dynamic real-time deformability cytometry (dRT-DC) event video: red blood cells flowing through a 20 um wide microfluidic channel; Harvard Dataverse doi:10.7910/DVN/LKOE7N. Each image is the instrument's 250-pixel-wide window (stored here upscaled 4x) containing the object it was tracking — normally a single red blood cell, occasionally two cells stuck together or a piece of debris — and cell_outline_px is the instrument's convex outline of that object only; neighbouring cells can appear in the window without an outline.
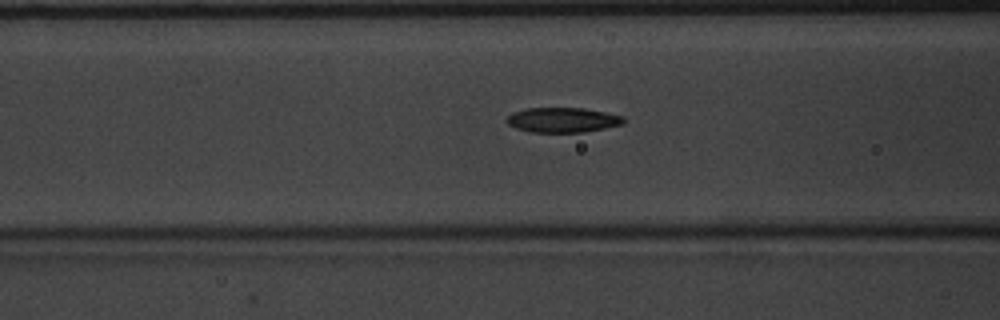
{"species": "common noctule bat (a hibernating species)", "species_latin": "Nyctalus noctula", "temperature_condition": "warm", "stored_images_in_passage": 44, "camera_frame_rate_fps": 3000, "um_per_image_px": 0.085, "animal": {"sex": "male", "body_mass_g": 20.1, "forearm_length_mm": 53.5}, "frame": {"image": 1, "passage_image": 15, "time_ms": 4.667, "image_size_px": [1000, 320], "cell_outline_px": [[624, 124], [584, 132], [528, 132], [516, 128], [508, 124], [504, 120], [512, 112], [524, 108], [584, 108], [624, 116]], "centroid_in_image_um": [47.79, 10.19], "position_along_channel_um": 118.8, "area_um2": 17.05}}
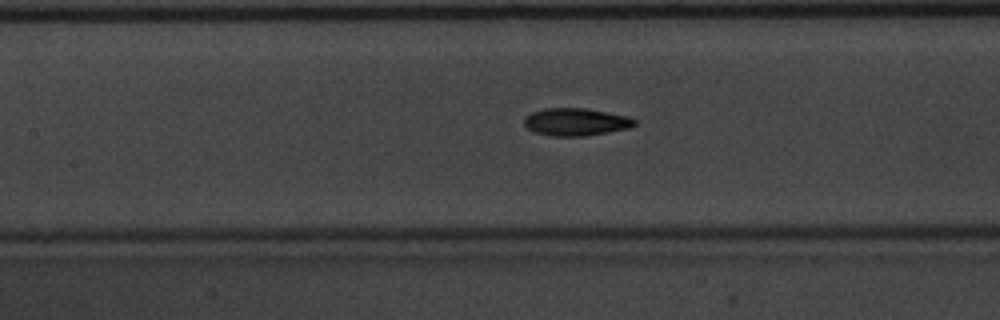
{"frame": {"image": 2, "passage_image": 18, "time_ms": 5.667, "image_size_px": [1000, 320], "cell_outline_px": [[636, 124], [632, 128], [584, 136], [552, 136], [532, 132], [524, 124], [524, 116], [532, 112], [544, 108], [584, 108], [628, 116], [636, 120]], "centroid_in_image_um": [48.94, 10.37], "position_along_channel_um": 158.5, "area_um2": 17.86}}
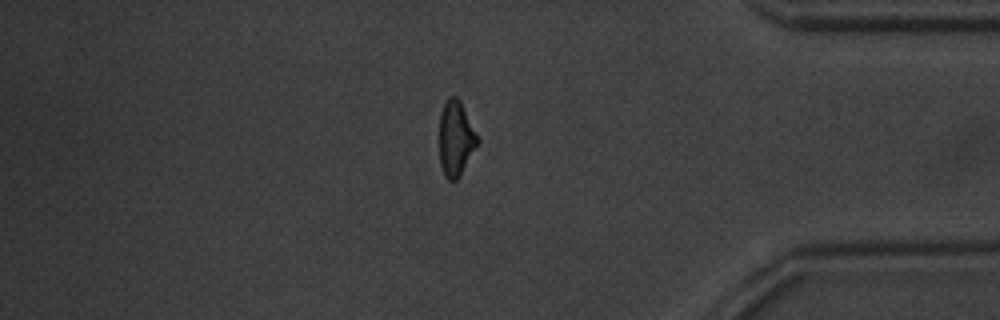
{"frame": {"image": 3, "passage_image": 38, "time_ms": 12.333, "image_size_px": [1000, 320], "cell_outline_px": [[480, 140], [460, 176], [456, 180], [448, 180], [444, 176], [440, 164], [440, 112], [448, 96], [456, 96], [460, 100]], "centroid_in_image_um": [38.74, 11.77], "position_along_channel_um": 396.5, "area_um2": 16.7}, "authors_computed_cell_mechanics": {"area_um2": 17.0221, "velocity_mm_per_s": 3.9347, "shape_relaxation_time_tau1_ms": 3.1182, "shape_relaxation_time_tau2_ms": 2.7198, "deformation_change_tau1": 0.1576, "deformation_change_tau2": 0.0885}}